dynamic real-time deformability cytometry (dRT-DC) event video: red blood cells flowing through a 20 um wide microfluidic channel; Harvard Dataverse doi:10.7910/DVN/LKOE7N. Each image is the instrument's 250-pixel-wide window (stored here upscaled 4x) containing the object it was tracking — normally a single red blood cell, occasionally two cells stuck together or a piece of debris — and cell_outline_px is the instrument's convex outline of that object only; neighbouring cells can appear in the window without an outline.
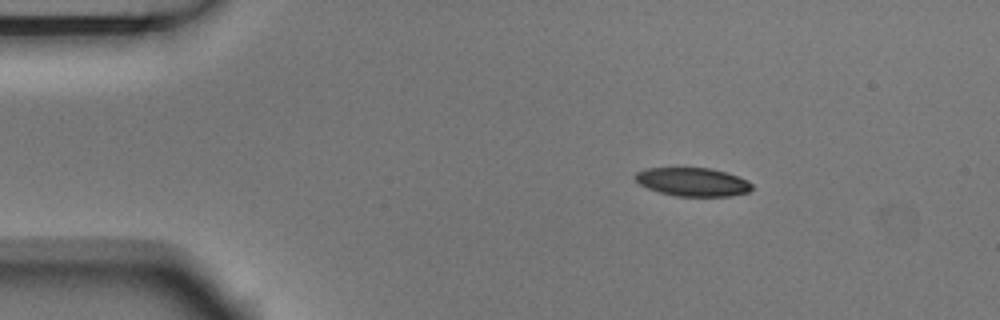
{"species": "Egyptian fruit bat (a non-hibernating species)", "species_latin": "Rousettus aegyptiacus", "temperature_condition": "room temperature", "stored_images_in_passage": 4, "camera_frame_rate_fps": 3000, "um_per_image_px": 0.085, "animal": {"sex": "male"}, "frame": {"image": 1, "passage_image": 2, "time_ms": 0.333, "image_size_px": [1000, 320], "cell_outline_px": [[752, 188], [748, 192], [732, 196], [676, 196], [660, 192], [648, 188], [640, 184], [632, 176], [636, 172], [644, 168], [712, 168], [728, 172], [748, 180], [752, 184]], "centroid_in_image_um": [58.89, 15.45], "position_along_channel_um": 26.1, "area_um2": 19.54}}